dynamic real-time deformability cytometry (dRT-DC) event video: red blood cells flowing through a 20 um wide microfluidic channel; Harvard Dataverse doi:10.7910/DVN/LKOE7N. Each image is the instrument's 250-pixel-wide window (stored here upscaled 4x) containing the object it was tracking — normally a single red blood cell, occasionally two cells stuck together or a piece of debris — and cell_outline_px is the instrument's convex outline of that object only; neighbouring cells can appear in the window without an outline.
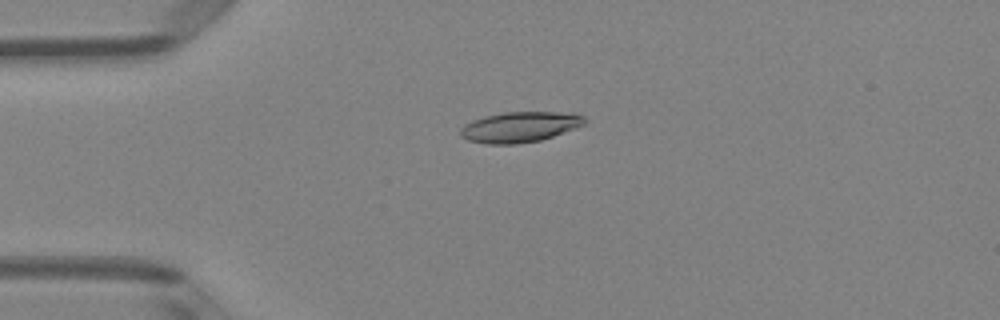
{"species": "Egyptian fruit bat (a non-hibernating species)", "species_latin": "Rousettus aegyptiacus", "temperature_condition": "room temperature", "stored_images_in_passage": 43, "camera_frame_rate_fps": 3000, "um_per_image_px": 0.085, "animal": {"sex": "female"}, "frame": {"image": 1, "passage_image": 5, "time_ms": 1.333, "image_size_px": [1000, 320], "cell_outline_px": [[588, 120], [584, 124], [552, 136], [540, 140], [516, 144], [488, 144], [468, 140], [460, 136], [460, 128], [464, 124], [472, 120], [484, 116], [504, 112], [572, 112], [584, 116]], "centroid_in_image_um": [44.16, 10.78], "position_along_channel_um": 40.8, "area_um2": 22.08}}
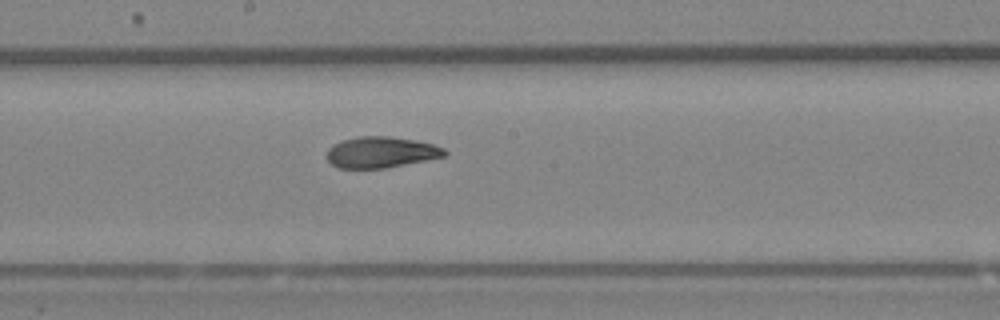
{"frame": {"image": 2, "passage_image": 20, "time_ms": 6.333, "image_size_px": [1000, 320], "cell_outline_px": [[448, 152], [444, 156], [428, 160], [384, 168], [340, 168], [332, 164], [328, 160], [328, 148], [332, 144], [340, 140], [360, 136], [388, 136], [416, 140], [432, 144], [444, 148]], "centroid_in_image_um": [32.39, 12.93], "position_along_channel_um": 215.8, "area_um2": 21.33}}
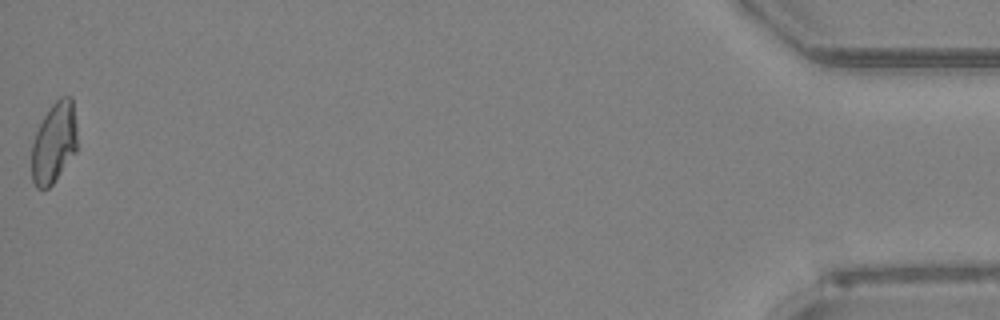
{"frame": {"image": 3, "passage_image": 43, "time_ms": 14.0, "image_size_px": [1000, 320], "cell_outline_px": [[76, 152], [52, 184], [48, 188], [36, 188], [32, 180], [32, 144], [36, 132], [44, 116], [52, 104], [60, 96], [72, 96], [76, 124]], "centroid_in_image_um": [4.6, 12.12], "position_along_channel_um": 430.6, "area_um2": 21.33}, "authors_computed_cell_mechanics": {"area_um2": 21.7328, "velocity_mm_per_s": 4.0536, "shape_relaxation_time_tau1_ms": 4.6015, "shape_relaxation_time_tau2_ms": 1.5148, "deformation_change_tau1": 0.1557, "deformation_change_tau2": 0.0637}}